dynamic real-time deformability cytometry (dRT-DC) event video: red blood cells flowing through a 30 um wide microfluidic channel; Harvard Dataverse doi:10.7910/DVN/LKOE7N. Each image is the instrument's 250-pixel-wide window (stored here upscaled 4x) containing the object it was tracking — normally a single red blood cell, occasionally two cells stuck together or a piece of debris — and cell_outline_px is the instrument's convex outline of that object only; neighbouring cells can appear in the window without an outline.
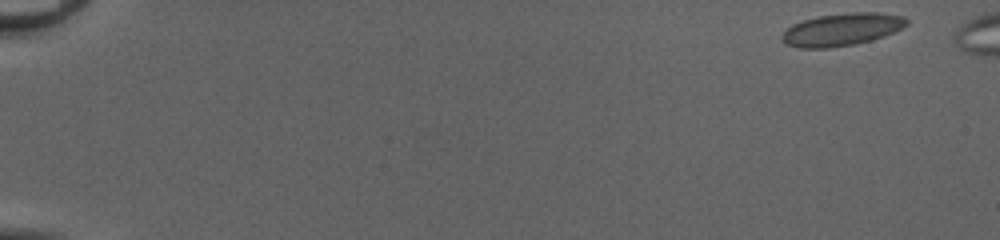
{"species": "common noctule bat (a hibernating species)", "species_latin": "Nyctalus noctula", "temperature_condition": "cold", "stored_images_in_passage": 52, "camera_frame_rate_fps": 3000, "um_per_image_px": 0.085, "animal": {"sex": "female", "body_mass_g": 20.0, "forearm_length_mm": 54.0}, "frame": {"image": 1, "passage_image": 1, "time_ms": 0.0, "image_size_px": [1000, 240], "cell_outline_px": [[908, 24], [884, 36], [872, 40], [852, 44], [828, 48], [800, 48], [788, 44], [784, 40], [784, 32], [792, 24], [804, 20], [820, 16], [852, 12], [880, 12], [900, 16], [908, 20]], "centroid_in_image_um": [71.58, 2.5], "position_along_channel_um": 13.4, "area_um2": 23.12}}
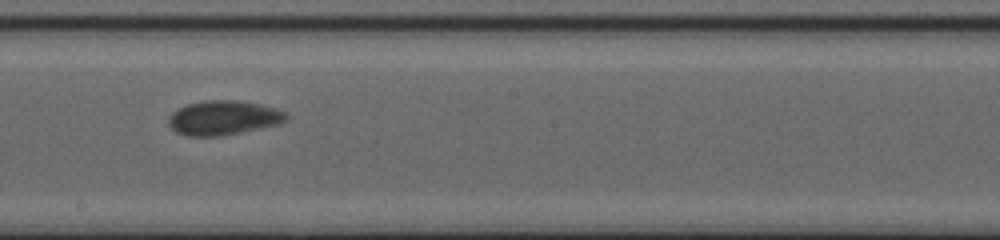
{"frame": {"image": 2, "passage_image": 30, "time_ms": 9.667, "image_size_px": [1000, 240], "cell_outline_px": [[288, 120], [276, 124], [260, 128], [224, 136], [184, 136], [176, 132], [168, 124], [168, 116], [172, 112], [188, 104], [204, 100], [236, 100], [260, 104], [288, 112]], "centroid_in_image_um": [18.98, 10.02], "position_along_channel_um": 229.2, "area_um2": 23.7}}
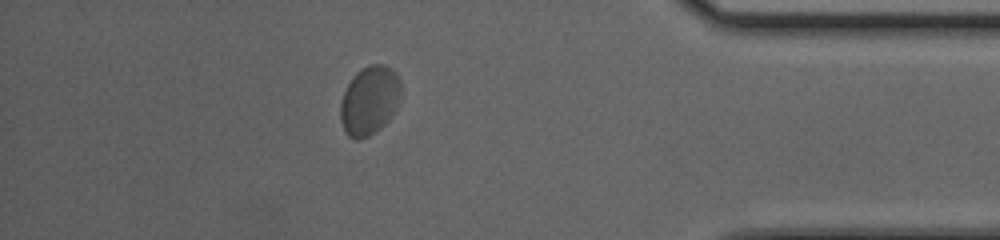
{"frame": {"image": 3, "passage_image": 45, "time_ms": 14.667, "image_size_px": [1000, 240], "cell_outline_px": [[400, 96], [388, 120], [380, 128], [368, 136], [360, 140], [356, 140], [348, 136], [344, 132], [340, 120], [340, 104], [344, 92], [348, 84], [356, 72], [368, 64], [384, 64], [396, 72], [400, 80]], "centroid_in_image_um": [31.37, 8.54], "position_along_channel_um": 403.8, "area_um2": 24.22}}